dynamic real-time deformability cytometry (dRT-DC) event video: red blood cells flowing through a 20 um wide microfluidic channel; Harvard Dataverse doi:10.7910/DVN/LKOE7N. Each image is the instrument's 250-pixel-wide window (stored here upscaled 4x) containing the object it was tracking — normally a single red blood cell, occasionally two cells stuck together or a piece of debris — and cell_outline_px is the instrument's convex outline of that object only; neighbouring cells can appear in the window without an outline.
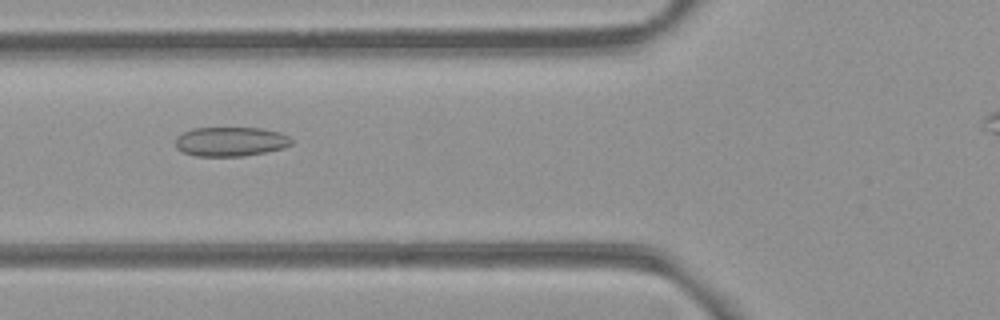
{"species": "common noctule bat (a hibernating species)", "species_latin": "Nyctalus noctula", "temperature_condition": "room temperature", "stored_images_in_passage": 30, "camera_frame_rate_fps": 3000, "um_per_image_px": 0.085, "animal": {"sex": "female", "body_mass_g": 21.9}, "frame": {"image": 1, "passage_image": 3, "time_ms": 0.667, "image_size_px": [1000, 320], "cell_outline_px": [[292, 144], [284, 148], [244, 156], [196, 156], [184, 152], [176, 148], [176, 136], [192, 128], [260, 128], [280, 132], [288, 136], [292, 140]], "centroid_in_image_um": [19.6, 12.03], "position_along_channel_um": 106.2, "area_um2": 19.83}}
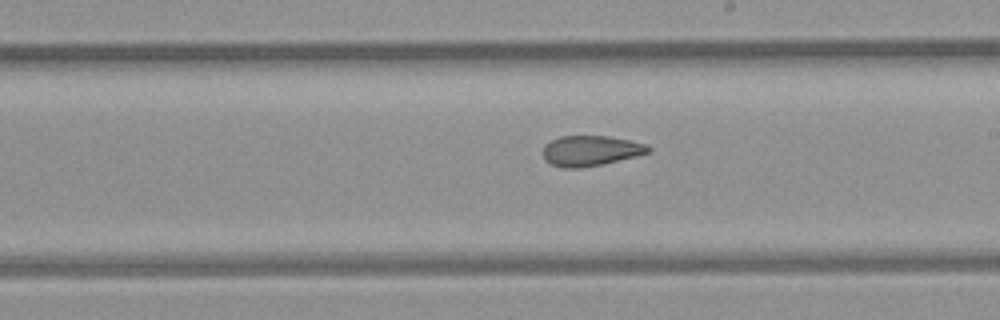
{"frame": {"image": 2, "passage_image": 13, "time_ms": 4.0, "image_size_px": [1000, 320], "cell_outline_px": [[652, 152], [636, 156], [600, 164], [580, 168], [564, 168], [548, 164], [544, 160], [544, 144], [560, 136], [608, 136], [648, 144], [652, 148]], "centroid_in_image_um": [50.21, 12.81], "position_along_channel_um": 238.8, "area_um2": 18.67}}
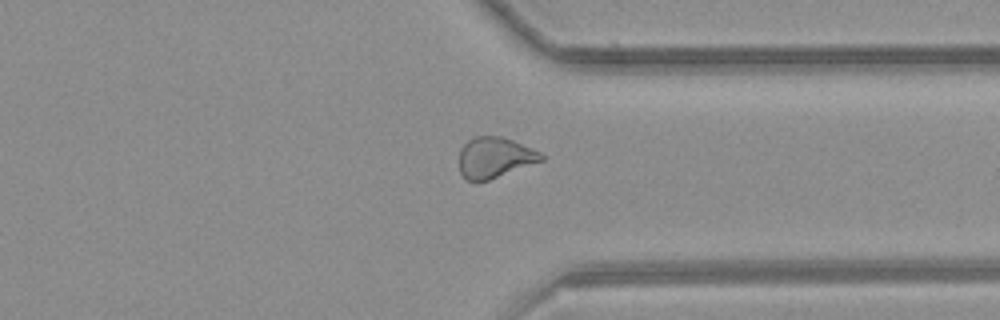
{"frame": {"image": 3, "passage_image": 23, "time_ms": 7.333, "image_size_px": [1000, 320], "cell_outline_px": [[544, 160], [488, 180], [464, 180], [460, 172], [460, 148], [468, 140], [476, 136], [500, 136], [512, 140], [532, 148], [540, 152], [544, 156]], "centroid_in_image_um": [42.04, 13.38], "position_along_channel_um": 369.4, "area_um2": 19.31}}